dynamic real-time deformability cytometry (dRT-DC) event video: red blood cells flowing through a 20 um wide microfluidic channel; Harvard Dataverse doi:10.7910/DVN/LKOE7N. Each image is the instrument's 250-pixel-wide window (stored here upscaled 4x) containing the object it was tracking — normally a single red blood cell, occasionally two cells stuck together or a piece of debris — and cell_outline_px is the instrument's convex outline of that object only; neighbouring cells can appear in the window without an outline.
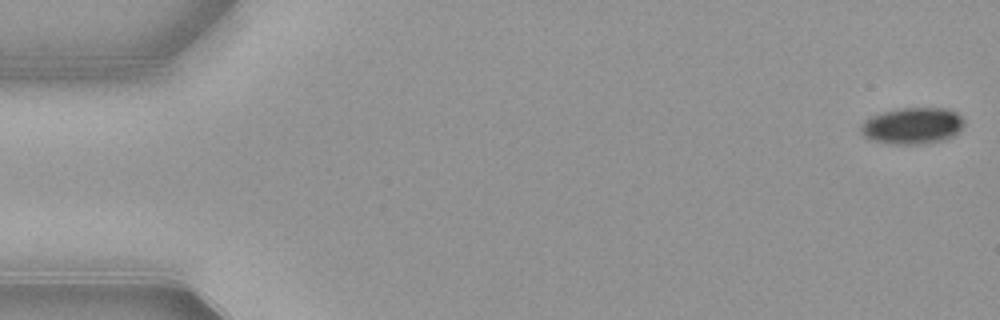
{"species": "common noctule bat (a hibernating species)", "species_latin": "Nyctalus noctula", "temperature_condition": "warm", "stored_images_in_passage": 53, "camera_frame_rate_fps": 3000, "um_per_image_px": 0.085, "animal": {"sex": "female", "body_mass_g": 21.9}, "frame": {"image": 1, "passage_image": 1, "time_ms": 0.0, "image_size_px": [1000, 320], "cell_outline_px": [[964, 124], [952, 136], [944, 140], [924, 144], [892, 144], [868, 140], [860, 132], [860, 124], [872, 116], [884, 112], [904, 108], [944, 108], [956, 112], [964, 120]], "centroid_in_image_um": [77.53, 10.71], "position_along_channel_um": 7.5, "area_um2": 21.91}}
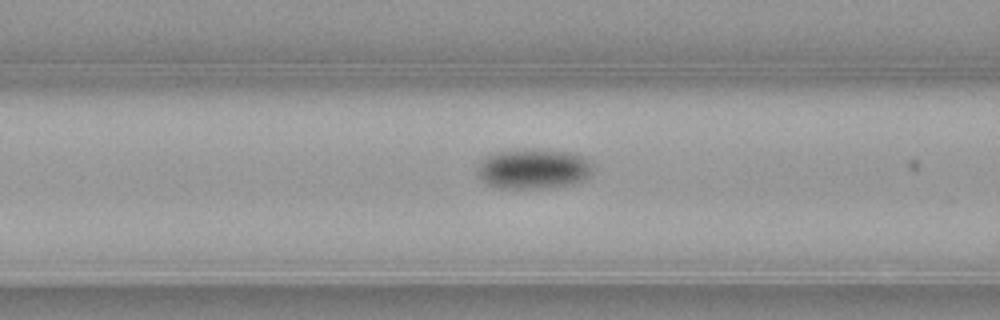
{"frame": {"image": 2, "passage_image": 21, "time_ms": 6.667, "image_size_px": [1000, 320], "cell_outline_px": [[592, 172], [588, 176], [580, 180], [568, 184], [544, 188], [500, 188], [488, 184], [480, 180], [476, 176], [476, 164], [488, 152], [524, 148], [532, 148], [572, 152], [588, 160], [592, 164]], "centroid_in_image_um": [45.21, 14.31], "position_along_channel_um": 121.4, "area_um2": 27.57}}
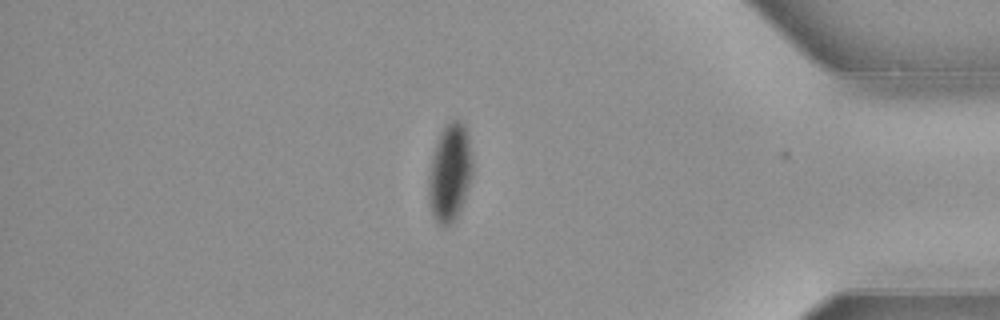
{"frame": {"image": 3, "passage_image": 45, "time_ms": 14.667, "image_size_px": [1000, 320], "cell_outline_px": [[472, 172], [468, 188], [460, 208], [452, 224], [448, 228], [444, 228], [436, 220], [428, 204], [428, 172], [432, 156], [440, 132], [444, 124], [452, 120], [460, 120], [464, 124], [468, 136], [472, 164]], "centroid_in_image_um": [38.21, 14.68], "position_along_channel_um": 397.0, "area_um2": 25.09}, "authors_computed_cell_mechanics": {"area_um2": 25.143, "velocity_mm_per_s": 3.8892, "shape_relaxation_time_tau1_ms": 4.4086, "shape_relaxation_time_tau2_ms": 6.6892, "deformation_change_tau1": 0.1115, "deformation_change_tau2": 0.0415}}